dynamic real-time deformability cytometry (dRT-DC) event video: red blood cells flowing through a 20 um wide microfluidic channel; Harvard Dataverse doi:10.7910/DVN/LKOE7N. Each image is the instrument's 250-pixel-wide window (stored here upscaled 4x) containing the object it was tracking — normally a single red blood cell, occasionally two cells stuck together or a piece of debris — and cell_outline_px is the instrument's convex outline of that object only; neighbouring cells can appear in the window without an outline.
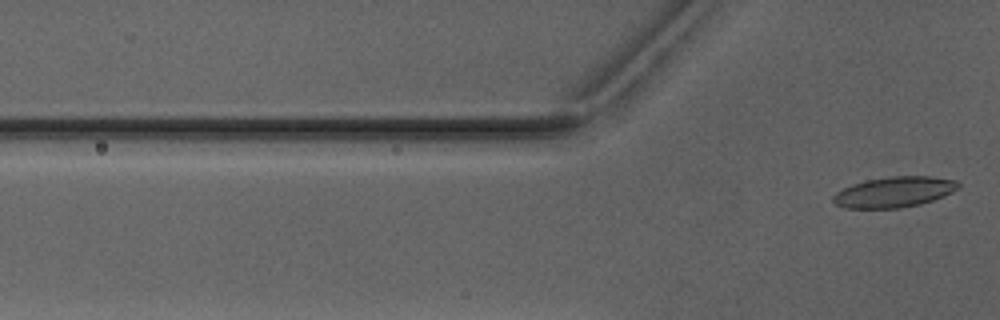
{"species": "Egyptian fruit bat (a non-hibernating species)", "species_latin": "Rousettus aegyptiacus", "temperature_condition": "warm", "stored_images_in_passage": 4, "camera_frame_rate_fps": 3000, "um_per_image_px": 0.085, "animal": {"sex": "male"}, "frame": {"image": 1, "passage_image": 4, "time_ms": 4.333, "image_size_px": [1000, 320], "cell_outline_px": [[960, 188], [944, 196], [920, 204], [900, 208], [844, 208], [836, 204], [832, 200], [832, 196], [836, 192], [852, 184], [868, 180], [892, 176], [932, 176], [956, 180], [960, 184]], "centroid_in_image_um": [76.02, 16.32], "position_along_channel_um": 49.8, "area_um2": 22.31}}